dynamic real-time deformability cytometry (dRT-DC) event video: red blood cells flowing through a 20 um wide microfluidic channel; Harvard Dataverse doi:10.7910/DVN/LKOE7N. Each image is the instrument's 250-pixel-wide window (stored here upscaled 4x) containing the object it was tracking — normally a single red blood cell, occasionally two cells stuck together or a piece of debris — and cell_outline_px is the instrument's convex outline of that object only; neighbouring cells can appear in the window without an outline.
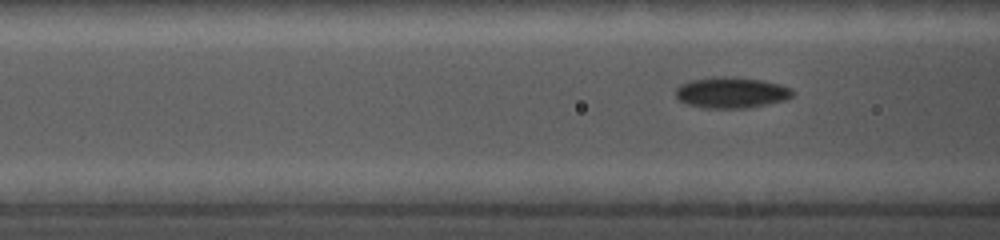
{"species": "common noctule bat (a hibernating species)", "species_latin": "Nyctalus noctula", "temperature_condition": "cold", "stored_images_in_passage": 50, "camera_frame_rate_fps": 5000, "um_per_image_px": 0.085, "animal": {"sex": "female", "body_mass_g": 19.0, "forearm_length_mm": 56.7}, "frame": {"image": 1, "passage_image": 10, "time_ms": 1.6, "image_size_px": [1000, 240], "cell_outline_px": [[796, 92], [792, 96], [784, 100], [748, 108], [704, 108], [688, 104], [680, 100], [676, 96], [676, 88], [680, 84], [692, 80], [720, 76], [724, 76], [760, 80], [792, 88]], "centroid_in_image_um": [62.16, 7.88], "position_along_channel_um": 104.4, "area_um2": 20.87}}
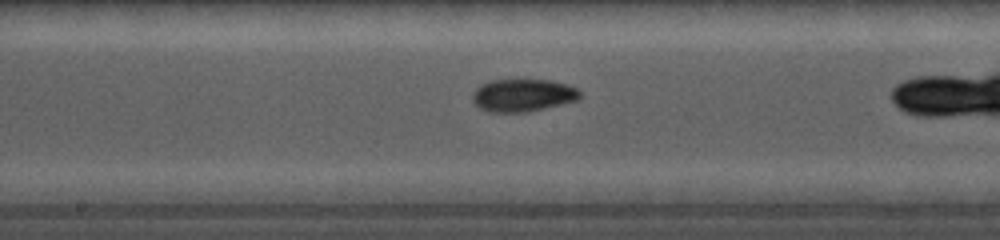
{"frame": {"image": 2, "passage_image": 25, "time_ms": 4.2, "image_size_px": [1000, 240], "cell_outline_px": [[580, 96], [576, 100], [528, 112], [488, 112], [480, 108], [472, 100], [472, 92], [480, 84], [492, 80], [552, 80], [568, 84], [576, 88], [580, 92]], "centroid_in_image_um": [44.41, 8.09], "position_along_channel_um": 203.8, "area_um2": 20.4}}
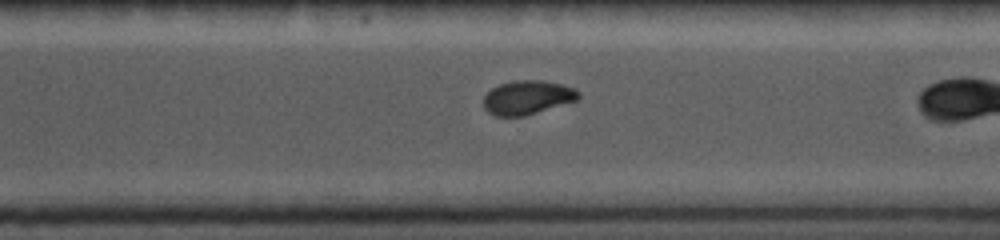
{"frame": {"image": 3, "passage_image": 47, "time_ms": 7.4, "image_size_px": [1000, 240], "cell_outline_px": [[580, 96], [576, 100], [524, 116], [496, 116], [488, 112], [484, 108], [484, 96], [492, 88], [500, 84], [516, 80], [540, 80], [560, 84], [572, 88], [580, 92]], "centroid_in_image_um": [44.8, 8.28], "position_along_channel_um": 325.8, "area_um2": 18.5}}